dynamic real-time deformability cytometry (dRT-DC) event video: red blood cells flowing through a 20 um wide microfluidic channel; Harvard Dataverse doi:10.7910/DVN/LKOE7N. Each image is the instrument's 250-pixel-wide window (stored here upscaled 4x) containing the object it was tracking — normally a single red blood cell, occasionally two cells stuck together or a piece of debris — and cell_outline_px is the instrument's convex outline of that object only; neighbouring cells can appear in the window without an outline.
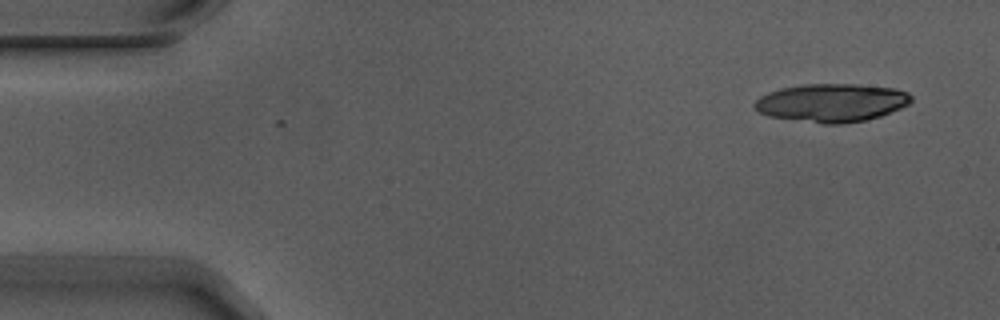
{"species": "Egyptian fruit bat (a non-hibernating species)", "species_latin": "Rousettus aegyptiacus", "temperature_condition": "warm", "stored_images_in_passage": 2, "camera_frame_rate_fps": 3000, "um_per_image_px": 0.085, "animal": {"sex": "male"}, "frame": {"image": 1, "passage_image": 2, "time_ms": 0.333, "image_size_px": [1000, 320], "cell_outline_px": [[912, 100], [908, 104], [900, 108], [880, 116], [868, 120], [844, 124], [824, 124], [768, 116], [760, 112], [752, 104], [760, 96], [768, 92], [780, 88], [804, 84], [856, 84], [896, 88], [908, 92], [912, 96]], "centroid_in_image_um": [70.7, 8.73], "position_along_channel_um": 14.3, "area_um2": 35.08}}